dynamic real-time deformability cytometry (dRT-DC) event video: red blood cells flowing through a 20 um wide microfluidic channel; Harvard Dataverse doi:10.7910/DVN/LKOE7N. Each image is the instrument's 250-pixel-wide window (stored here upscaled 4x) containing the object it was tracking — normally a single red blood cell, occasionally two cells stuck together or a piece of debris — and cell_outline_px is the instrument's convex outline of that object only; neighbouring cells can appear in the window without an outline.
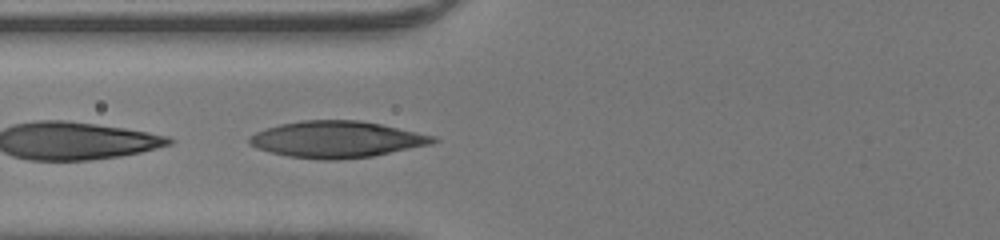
{"species": "human", "species_latin": "Homo sapiens", "temperature_condition": "room temperature", "stored_images_in_passage": 38, "camera_frame_rate_fps": 3000, "um_per_image_px": 0.085, "donor": {"sex": "male"}, "frame": {"image": 1, "passage_image": 11, "time_ms": 3.333, "image_size_px": [1000, 240], "cell_outline_px": [[440, 140], [432, 144], [372, 156], [336, 160], [320, 160], [288, 156], [256, 148], [248, 144], [248, 136], [256, 132], [280, 124], [300, 120], [360, 120], [380, 124], [436, 136]], "centroid_in_image_um": [28.62, 11.85], "position_along_channel_um": 97.2, "area_um2": 39.13}}
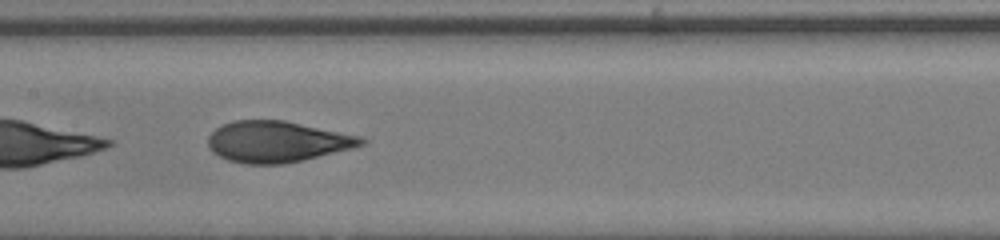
{"frame": {"image": 2, "passage_image": 17, "time_ms": 5.333, "image_size_px": [1000, 240], "cell_outline_px": [[368, 140], [364, 144], [352, 148], [304, 160], [284, 164], [244, 164], [228, 160], [212, 152], [208, 148], [208, 136], [216, 128], [232, 120], [284, 120], [360, 136]], "centroid_in_image_um": [23.53, 12.05], "position_along_channel_um": 183.9, "area_um2": 36.76}}
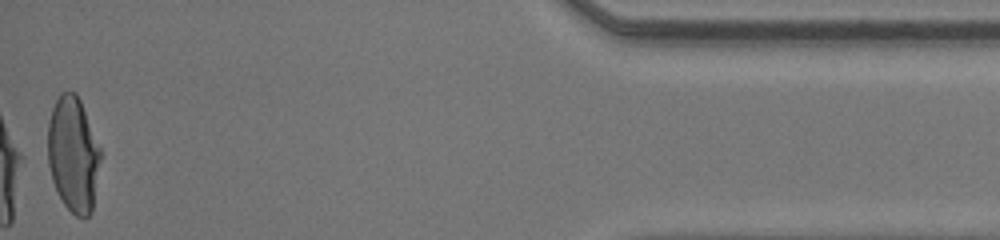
{"frame": {"image": 3, "passage_image": 38, "time_ms": 12.333, "image_size_px": [1000, 240], "cell_outline_px": [[100, 160], [92, 212], [88, 216], [76, 216], [64, 204], [56, 192], [52, 180], [48, 164], [48, 120], [52, 108], [60, 92], [76, 92], [80, 100], [100, 148]], "centroid_in_image_um": [6.2, 13.11], "position_along_channel_um": 429.0, "area_um2": 35.26}, "authors_computed_cell_mechanics": {"area_um2": 36.8764, "velocity_mm_per_s": 4.3231, "shape_relaxation_time_tau1_ms": 5.6226, "shape_relaxation_time_tau2_ms": null, "deformation_change_tau1": 0.2538, "deformation_change_tau2": null}}